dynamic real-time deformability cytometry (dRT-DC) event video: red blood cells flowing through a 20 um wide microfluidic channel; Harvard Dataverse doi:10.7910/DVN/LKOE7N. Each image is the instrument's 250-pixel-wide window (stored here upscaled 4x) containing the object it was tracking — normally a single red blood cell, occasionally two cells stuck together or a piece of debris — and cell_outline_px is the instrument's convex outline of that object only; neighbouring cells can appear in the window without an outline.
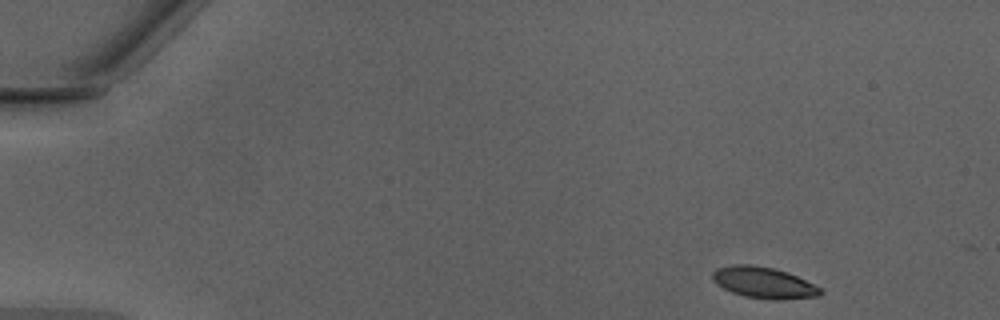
{"species": "Egyptian fruit bat (a non-hibernating species)", "species_latin": "Rousettus aegyptiacus", "temperature_condition": "warm", "stored_images_in_passage": 44, "camera_frame_rate_fps": 3000, "um_per_image_px": 0.085, "animal": {"sex": "male"}, "frame": {"image": 1, "passage_image": 1, "time_ms": 0.0, "image_size_px": [1000, 320], "cell_outline_px": [[824, 292], [820, 296], [780, 300], [776, 300], [744, 296], [732, 292], [716, 284], [712, 280], [712, 272], [716, 268], [732, 264], [752, 264], [772, 268], [788, 272], [820, 288]], "centroid_in_image_um": [64.89, 24.02], "position_along_channel_um": 20.1, "area_um2": 19.65}}
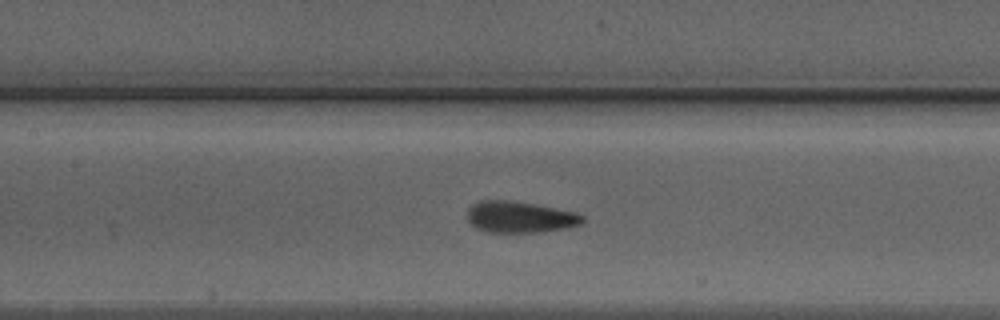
{"frame": {"image": 2, "passage_image": 19, "time_ms": 6.0, "image_size_px": [1000, 320], "cell_outline_px": [[584, 220], [580, 224], [564, 228], [536, 232], [484, 232], [476, 228], [468, 220], [468, 208], [472, 204], [480, 200], [512, 200], [576, 212], [584, 216]], "centroid_in_image_um": [44.15, 18.44], "position_along_channel_um": 163.2, "area_um2": 20.98}}
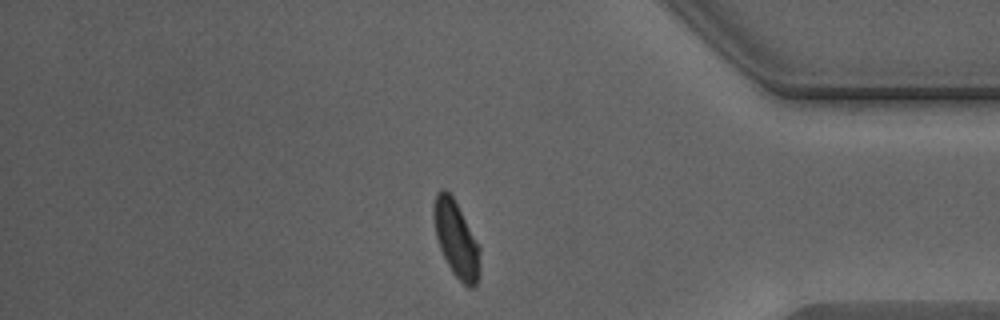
{"frame": {"image": 3, "passage_image": 37, "time_ms": 12.0, "image_size_px": [1000, 320], "cell_outline_px": [[480, 276], [476, 284], [472, 288], [468, 288], [452, 272], [440, 248], [436, 236], [432, 216], [432, 208], [436, 192], [440, 188], [444, 188], [452, 196], [480, 244]], "centroid_in_image_um": [38.78, 20.31], "position_along_channel_um": 396.4, "area_um2": 20.81}, "authors_computed_cell_mechanics": {"area_um2": 20.6924, "velocity_mm_per_s": 4.2951, "shape_relaxation_time_tau1_ms": 3.1612, "shape_relaxation_time_tau2_ms": 0.7409, "deformation_change_tau1": 0.127, "deformation_change_tau2": 0.0688}}